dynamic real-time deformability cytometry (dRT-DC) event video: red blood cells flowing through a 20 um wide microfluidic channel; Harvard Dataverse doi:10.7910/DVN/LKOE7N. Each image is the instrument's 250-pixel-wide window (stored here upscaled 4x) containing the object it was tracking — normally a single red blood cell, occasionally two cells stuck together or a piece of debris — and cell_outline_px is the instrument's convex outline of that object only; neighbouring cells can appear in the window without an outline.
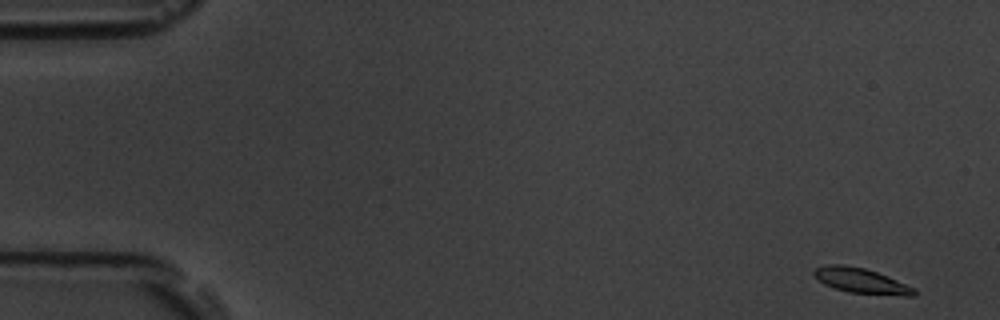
{"species": "common noctule bat (a hibernating species)", "species_latin": "Nyctalus noctula", "temperature_condition": "room temperature", "stored_images_in_passage": 53, "camera_frame_rate_fps": 3000, "um_per_image_px": 0.085, "animal": {"sex": "male", "body_mass_g": 19.5, "forearm_length_mm": 54.6}, "frame": {"image": 1, "passage_image": 1, "time_ms": 0.0, "image_size_px": [1000, 320], "cell_outline_px": [[916, 296], [904, 296], [848, 292], [824, 284], [812, 272], [816, 268], [828, 264], [840, 264], [864, 268], [876, 272], [916, 288]], "centroid_in_image_um": [73.23, 23.87], "position_along_channel_um": 11.8, "area_um2": 14.45}}
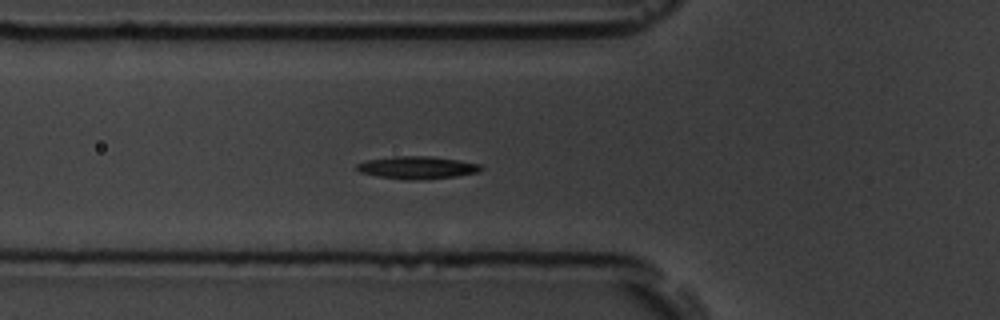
{"frame": {"image": 2, "passage_image": 18, "time_ms": 5.667, "image_size_px": [1000, 320], "cell_outline_px": [[484, 168], [476, 172], [456, 176], [412, 180], [408, 180], [380, 176], [360, 172], [356, 168], [356, 164], [368, 160], [392, 156], [432, 156], [480, 164]], "centroid_in_image_um": [35.45, 14.23], "position_along_channel_um": 90.4, "area_um2": 16.01}}
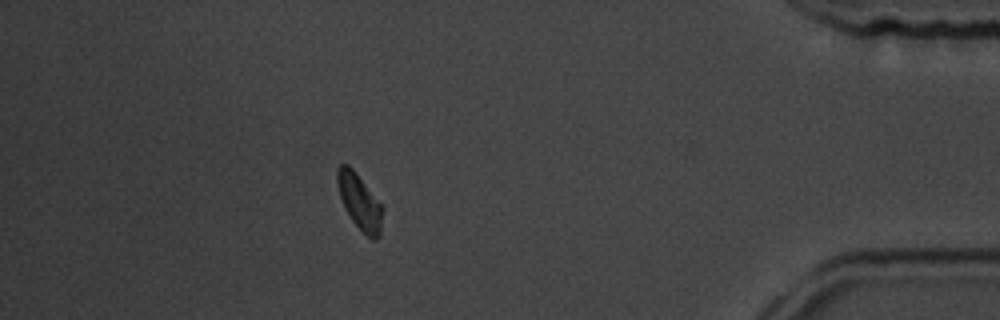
{"frame": {"image": 3, "passage_image": 47, "time_ms": 15.333, "image_size_px": [1000, 320], "cell_outline_px": [[384, 208], [380, 236], [376, 240], [372, 240], [352, 220], [344, 208], [336, 184], [336, 168], [340, 164], [348, 164], [356, 172]], "centroid_in_image_um": [30.56, 17.13], "position_along_channel_um": 404.6, "area_um2": 14.74}, "authors_computed_cell_mechanics": {"area_um2": 14.8546, "velocity_mm_per_s": 3.7295, "shape_relaxation_time_tau1_ms": 2.2427, "shape_relaxation_time_tau2_ms": null, "deformation_change_tau1": 0.0861, "deformation_change_tau2": null}}